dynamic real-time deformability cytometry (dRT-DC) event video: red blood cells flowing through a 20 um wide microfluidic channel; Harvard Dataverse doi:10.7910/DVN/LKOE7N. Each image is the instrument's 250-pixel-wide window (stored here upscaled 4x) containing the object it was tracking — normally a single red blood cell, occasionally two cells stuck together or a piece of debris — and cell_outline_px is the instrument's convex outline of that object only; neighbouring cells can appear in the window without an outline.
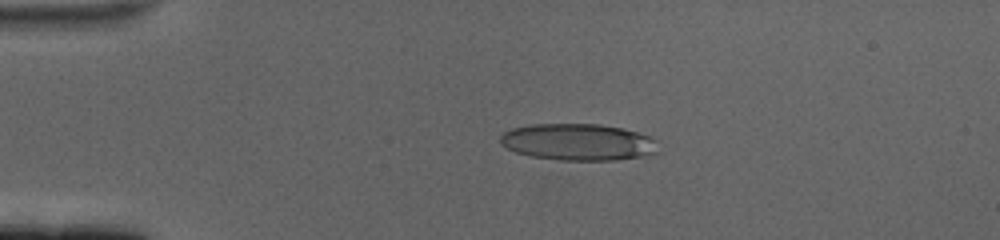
{"species": "human", "species_latin": "Homo sapiens", "temperature_condition": "cold", "stored_images_in_passage": 60, "camera_frame_rate_fps": 3000, "um_per_image_px": 0.085, "donor": {"sex": "female"}, "frame": {"image": 1, "passage_image": 13, "time_ms": 4.0, "image_size_px": [1000, 240], "cell_outline_px": [[660, 152], [644, 156], [616, 160], [560, 160], [528, 156], [516, 152], [500, 144], [500, 136], [504, 132], [512, 128], [528, 124], [600, 124], [624, 128], [648, 136], [656, 140]], "centroid_in_image_um": [49.15, 12.07], "position_along_channel_um": 35.9, "area_um2": 34.1}}
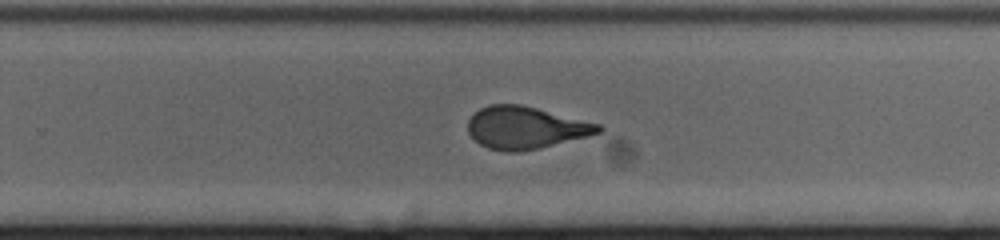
{"frame": {"image": 2, "passage_image": 39, "time_ms": 12.667, "image_size_px": [1000, 240], "cell_outline_px": [[604, 128], [600, 132], [588, 136], [540, 148], [520, 152], [504, 152], [488, 148], [480, 144], [468, 132], [468, 120], [480, 108], [488, 104], [520, 104], [600, 124]], "centroid_in_image_um": [44.66, 10.86], "position_along_channel_um": 285.1, "area_um2": 32.02}}
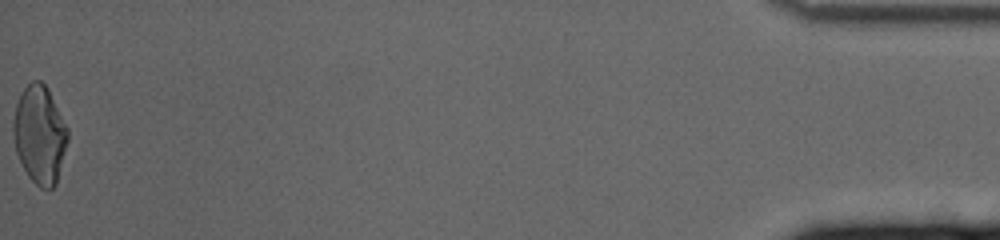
{"frame": {"image": 3, "passage_image": 60, "time_ms": 19.667, "image_size_px": [1000, 240], "cell_outline_px": [[68, 140], [56, 184], [52, 188], [40, 188], [28, 176], [16, 152], [12, 128], [12, 124], [16, 104], [24, 88], [32, 80], [40, 80], [48, 88], [68, 128]], "centroid_in_image_um": [3.37, 11.43], "position_along_channel_um": 431.8, "area_um2": 30.98}, "authors_computed_cell_mechanics": {"area_um2": 33.1772, "velocity_mm_per_s": 3.4008, "shape_relaxation_time_tau1_ms": null, "shape_relaxation_time_tau2_ms": 1.1681, "deformation_change_tau1": null, "deformation_change_tau2": 0.0947}}